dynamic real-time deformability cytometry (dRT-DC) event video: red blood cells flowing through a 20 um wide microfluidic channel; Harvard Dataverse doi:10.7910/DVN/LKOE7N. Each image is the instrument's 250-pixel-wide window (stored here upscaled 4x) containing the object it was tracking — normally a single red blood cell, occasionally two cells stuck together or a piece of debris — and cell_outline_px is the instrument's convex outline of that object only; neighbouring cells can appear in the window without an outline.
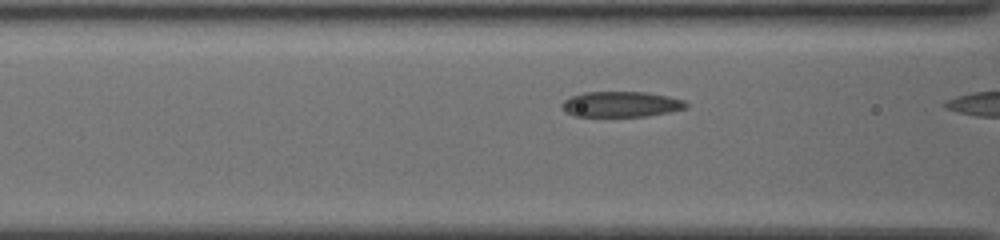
{"species": "common noctule bat (a hibernating species)", "species_latin": "Nyctalus noctula", "temperature_condition": "cold", "stored_images_in_passage": 10, "camera_frame_rate_fps": 3000, "um_per_image_px": 0.085, "animal": {"sex": "female", "body_mass_g": 19.5, "forearm_length_mm": 54.1}, "frame": {"image": 1, "passage_image": 7, "time_ms": 2.0, "image_size_px": [1000, 240], "cell_outline_px": [[688, 108], [672, 112], [648, 116], [576, 116], [564, 112], [560, 108], [560, 104], [564, 100], [572, 96], [584, 92], [648, 92], [668, 96], [684, 100], [688, 104]], "centroid_in_image_um": [52.8, 8.86], "position_along_channel_um": 113.8, "area_um2": 18.73}}